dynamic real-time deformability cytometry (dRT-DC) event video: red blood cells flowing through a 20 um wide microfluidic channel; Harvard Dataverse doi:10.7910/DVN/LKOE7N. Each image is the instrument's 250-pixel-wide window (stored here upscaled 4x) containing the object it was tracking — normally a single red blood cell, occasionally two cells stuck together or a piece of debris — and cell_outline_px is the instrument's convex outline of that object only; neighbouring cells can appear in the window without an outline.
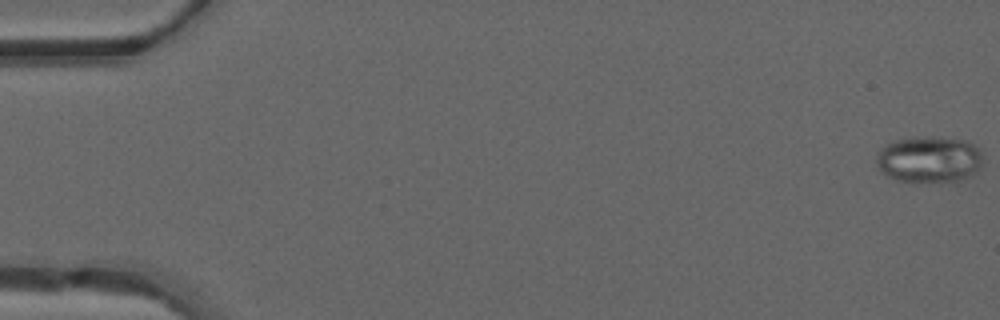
{"species": "common noctule bat (a hibernating species)", "species_latin": "Nyctalus noctula", "temperature_condition": "warm", "stored_images_in_passage": 50, "segment_of_instrument_passage": [1, 2], "camera_frame_rate_fps": 3000, "um_per_image_px": 0.085, "animal": {"sex": "male", "forearm_length_mm": 52.5}, "frame": {"image": 1, "passage_image": 1, "time_ms": 0.0, "image_size_px": [1000, 320], "cell_outline_px": [[984, 164], [972, 176], [964, 180], [896, 180], [888, 176], [876, 164], [876, 152], [880, 148], [896, 140], [916, 136], [932, 136], [964, 140], [980, 148], [984, 160]], "centroid_in_image_um": [79.02, 13.51], "position_along_channel_um": 6.0, "area_um2": 28.84}}